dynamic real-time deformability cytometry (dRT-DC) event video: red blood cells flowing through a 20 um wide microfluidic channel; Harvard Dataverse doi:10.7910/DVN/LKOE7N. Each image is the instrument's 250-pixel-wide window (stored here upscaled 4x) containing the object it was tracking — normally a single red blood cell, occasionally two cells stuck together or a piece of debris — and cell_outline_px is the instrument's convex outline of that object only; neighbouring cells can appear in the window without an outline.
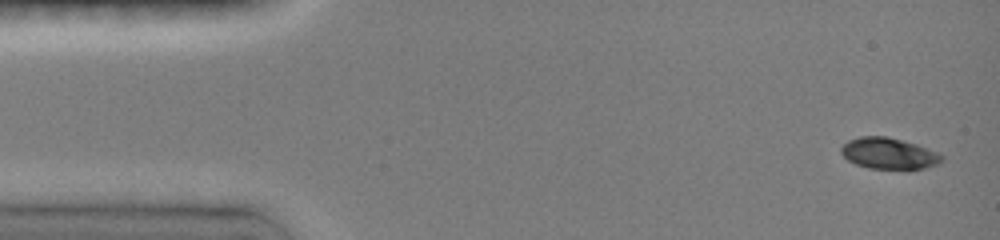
{"species": "common noctule bat (a hibernating species)", "species_latin": "Nyctalus noctula", "temperature_condition": "room temperature", "stored_images_in_passage": 10, "camera_frame_rate_fps": 3000, "um_per_image_px": 0.085, "animal": {"sex": "female", "body_mass_g": 19.0, "forearm_length_mm": 51.5}, "frame": {"image": 1, "passage_image": 1, "time_ms": 0.0, "image_size_px": [1000, 240], "cell_outline_px": [[944, 156], [936, 164], [924, 168], [908, 172], [868, 168], [856, 164], [848, 160], [840, 152], [840, 148], [848, 140], [860, 136], [884, 136], [916, 144], [936, 152]], "centroid_in_image_um": [75.53, 13.09], "position_along_channel_um": 9.5, "area_um2": 18.67}}
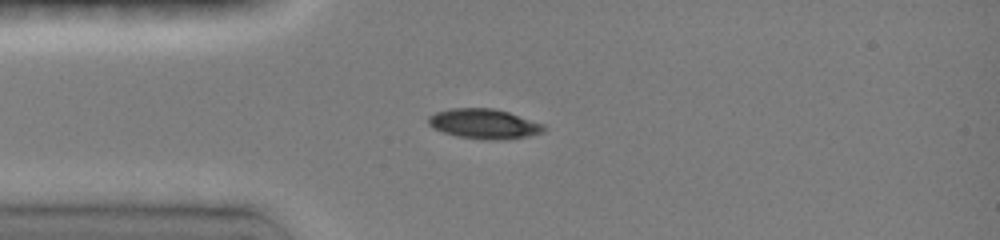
{"frame": {"image": 2, "passage_image": 6, "time_ms": 3.333, "image_size_px": [1000, 240], "cell_outline_px": [[548, 128], [544, 132], [528, 136], [504, 140], [488, 140], [456, 136], [432, 128], [428, 124], [428, 116], [436, 112], [452, 108], [492, 108], [508, 112], [544, 124]], "centroid_in_image_um": [41.16, 10.53], "position_along_channel_um": 43.8, "area_um2": 20.23}}
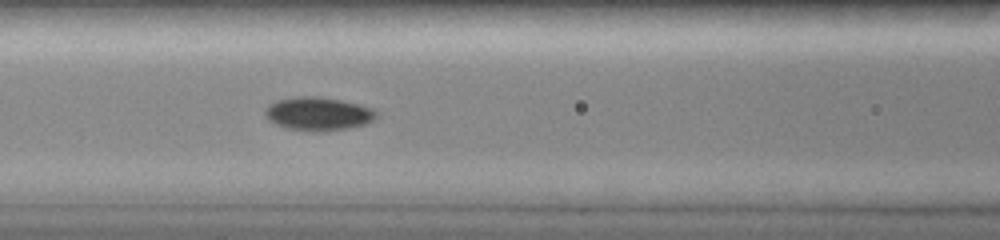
{"frame": {"image": 3, "passage_image": 10, "time_ms": 6.0, "image_size_px": [1000, 240], "cell_outline_px": [[380, 112], [372, 120], [364, 124], [352, 128], [288, 128], [276, 124], [268, 120], [264, 116], [264, 108], [268, 104], [276, 100], [296, 96], [320, 96], [360, 104], [376, 108]], "centroid_in_image_um": [27.05, 9.6], "position_along_channel_um": 139.5, "area_um2": 21.15}}